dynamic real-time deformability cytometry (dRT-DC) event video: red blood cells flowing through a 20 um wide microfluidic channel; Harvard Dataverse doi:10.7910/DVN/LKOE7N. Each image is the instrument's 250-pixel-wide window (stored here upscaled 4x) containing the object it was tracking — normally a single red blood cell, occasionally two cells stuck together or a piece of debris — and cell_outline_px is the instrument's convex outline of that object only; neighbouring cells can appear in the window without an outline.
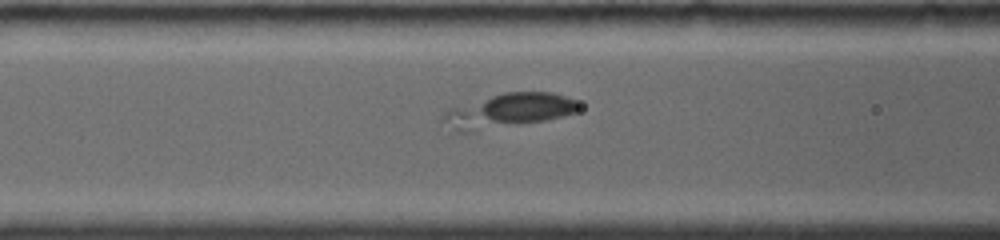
{"species": "common noctule bat (a hibernating species)", "species_latin": "Nyctalus noctula", "temperature_condition": "room temperature", "stored_images_in_passage": 58, "camera_frame_rate_fps": 4000, "um_per_image_px": 0.085, "animal": {"sex": "female", "body_mass_g": 19.0, "forearm_length_mm": 56.7}, "frame": {"image": 1, "passage_image": 24, "time_ms": 5.75, "image_size_px": [1000, 240], "cell_outline_px": [[580, 108], [576, 112], [564, 116], [544, 120], [472, 132], [452, 132], [440, 116], [448, 108], [504, 92], [552, 92], [576, 100], [580, 104]], "centroid_in_image_um": [43.17, 9.41], "position_along_channel_um": 123.4, "area_um2": 27.05}}
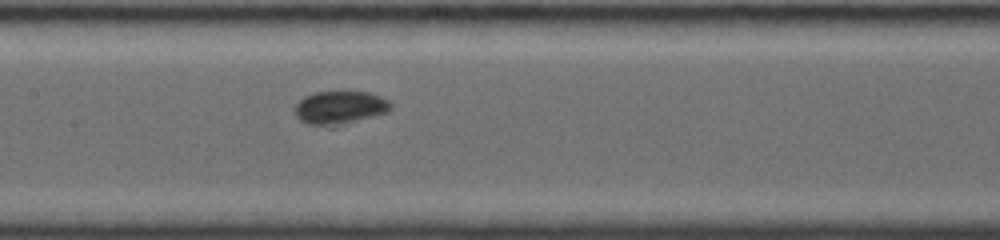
{"frame": {"image": 2, "passage_image": 30, "time_ms": 7.25, "image_size_px": [1000, 240], "cell_outline_px": [[392, 108], [388, 112], [336, 128], [332, 128], [308, 124], [300, 120], [296, 116], [296, 104], [304, 96], [316, 92], [368, 92], [380, 96], [388, 100], [392, 104]], "centroid_in_image_um": [28.91, 9.19], "position_along_channel_um": 178.5, "area_um2": 19.02}}